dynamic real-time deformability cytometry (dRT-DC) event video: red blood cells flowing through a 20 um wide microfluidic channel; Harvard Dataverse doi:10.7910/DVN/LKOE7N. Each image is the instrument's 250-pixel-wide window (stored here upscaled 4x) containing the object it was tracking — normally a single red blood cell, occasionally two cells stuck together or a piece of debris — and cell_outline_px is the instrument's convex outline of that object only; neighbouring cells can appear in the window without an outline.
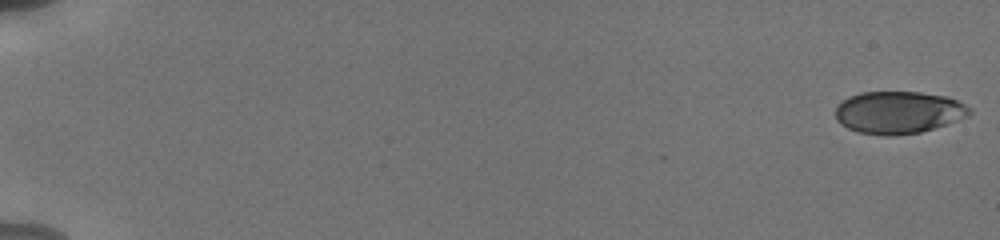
{"species": "human", "species_latin": "Homo sapiens", "temperature_condition": "cold", "stored_images_in_passage": 56, "camera_frame_rate_fps": 3000, "um_per_image_px": 0.085, "donor": {"sex": "male"}, "frame": {"image": 1, "passage_image": 1, "time_ms": 0.0, "image_size_px": [1000, 240], "cell_outline_px": [[972, 112], [968, 116], [920, 132], [896, 136], [888, 136], [860, 132], [848, 128], [840, 124], [836, 120], [836, 108], [848, 96], [860, 92], [920, 92], [948, 96], [972, 108]], "centroid_in_image_um": [76.37, 9.54], "position_along_channel_um": 8.6, "area_um2": 33.0}}
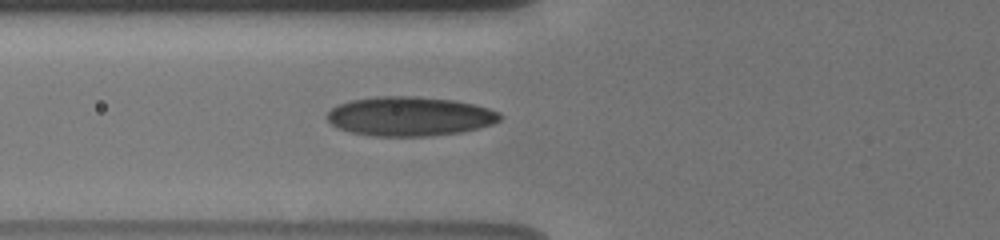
{"frame": {"image": 2, "passage_image": 23, "time_ms": 7.333, "image_size_px": [1000, 240], "cell_outline_px": [[504, 116], [500, 120], [492, 124], [480, 128], [460, 132], [428, 136], [376, 136], [352, 132], [340, 128], [332, 124], [328, 120], [328, 112], [332, 108], [340, 104], [352, 100], [376, 96], [412, 96], [452, 100], [472, 104], [488, 108], [500, 112]], "centroid_in_image_um": [34.87, 9.89], "position_along_channel_um": 90.9, "area_um2": 39.3}}
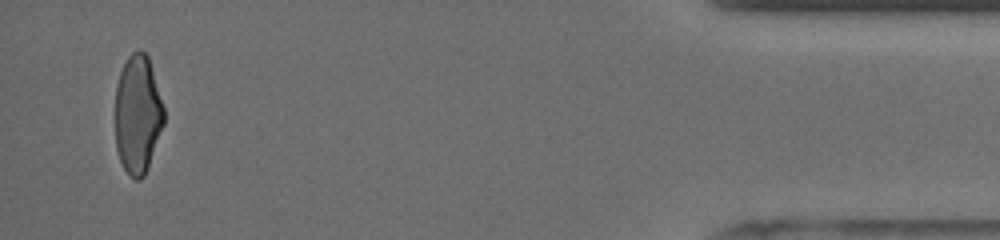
{"frame": {"image": 3, "passage_image": 54, "time_ms": 17.667, "image_size_px": [1000, 240], "cell_outline_px": [[164, 124], [148, 168], [144, 176], [140, 180], [136, 180], [124, 168], [120, 160], [116, 148], [116, 84], [120, 72], [128, 56], [132, 52], [140, 48], [148, 56], [164, 108]], "centroid_in_image_um": [11.71, 9.71], "position_along_channel_um": 423.5, "area_um2": 33.58}, "authors_computed_cell_mechanics": {"area_um2": 35.3736, "velocity_mm_per_s": 3.8388, "shape_relaxation_time_tau1_ms": 6.1301, "shape_relaxation_time_tau2_ms": 1.4802, "deformation_change_tau1": 0.1758, "deformation_change_tau2": 0.0676}}